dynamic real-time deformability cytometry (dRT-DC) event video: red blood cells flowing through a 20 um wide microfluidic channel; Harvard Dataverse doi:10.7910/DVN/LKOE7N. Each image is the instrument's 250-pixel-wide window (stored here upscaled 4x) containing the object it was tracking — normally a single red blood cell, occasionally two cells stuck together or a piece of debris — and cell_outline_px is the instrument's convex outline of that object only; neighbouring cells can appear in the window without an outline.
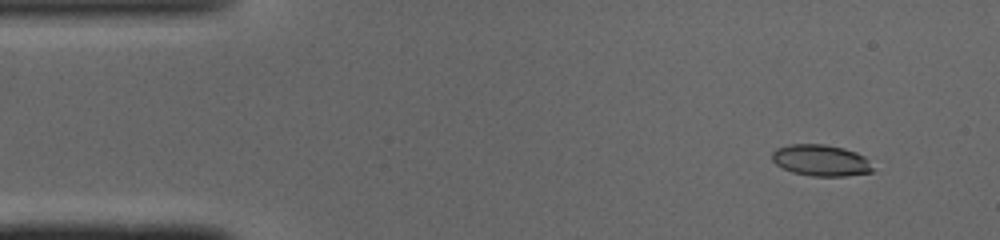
{"species": "common noctule bat (a hibernating species)", "species_latin": "Nyctalus noctula", "temperature_condition": "cold", "stored_images_in_passage": 45, "camera_frame_rate_fps": 3000, "um_per_image_px": 0.085, "animal": {"sex": "male", "body_mass_g": 19.0, "forearm_length_mm": 50.8}, "frame": {"image": 1, "passage_image": 1, "time_ms": 0.0, "image_size_px": [1000, 240], "cell_outline_px": [[872, 172], [844, 176], [812, 176], [792, 172], [776, 164], [772, 160], [772, 152], [776, 148], [788, 144], [824, 144], [844, 148], [856, 152], [864, 156], [868, 160], [872, 168]], "centroid_in_image_um": [69.75, 13.62], "position_along_channel_um": 15.2, "area_um2": 18.38}}
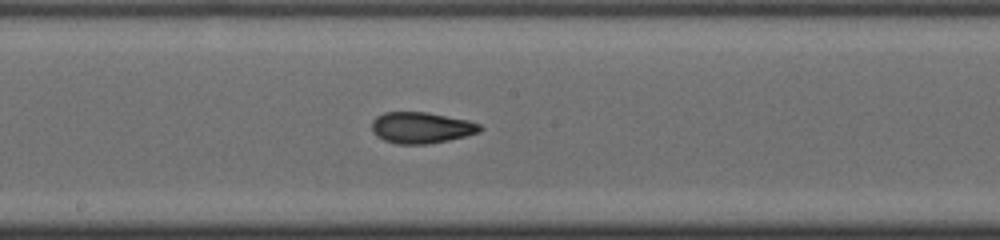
{"frame": {"image": 2, "passage_image": 22, "time_ms": 7.0, "image_size_px": [1000, 240], "cell_outline_px": [[484, 128], [480, 132], [448, 140], [428, 144], [396, 144], [384, 140], [376, 136], [372, 128], [372, 120], [376, 116], [384, 112], [428, 112], [468, 120], [480, 124]], "centroid_in_image_um": [35.81, 10.85], "position_along_channel_um": 212.4, "area_um2": 19.77}}
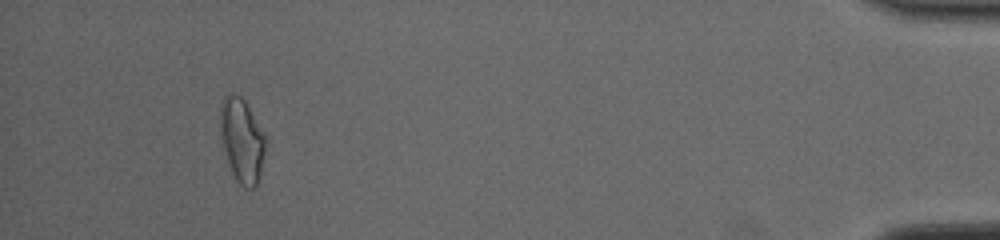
{"frame": {"image": 3, "passage_image": 42, "time_ms": 13.667, "image_size_px": [1000, 240], "cell_outline_px": [[264, 156], [260, 176], [256, 184], [252, 188], [244, 188], [236, 180], [228, 164], [224, 148], [220, 128], [220, 104], [228, 96], [240, 96], [244, 100], [264, 132]], "centroid_in_image_um": [20.57, 11.97], "position_along_channel_um": 414.6, "area_um2": 21.62}, "authors_computed_cell_mechanics": {"area_um2": 19.652, "velocity_mm_per_s": 4.1104, "shape_relaxation_time_tau1_ms": 7.1818, "shape_relaxation_time_tau2_ms": 1.9176, "deformation_change_tau1": 0.2005, "deformation_change_tau2": 0.0832}}